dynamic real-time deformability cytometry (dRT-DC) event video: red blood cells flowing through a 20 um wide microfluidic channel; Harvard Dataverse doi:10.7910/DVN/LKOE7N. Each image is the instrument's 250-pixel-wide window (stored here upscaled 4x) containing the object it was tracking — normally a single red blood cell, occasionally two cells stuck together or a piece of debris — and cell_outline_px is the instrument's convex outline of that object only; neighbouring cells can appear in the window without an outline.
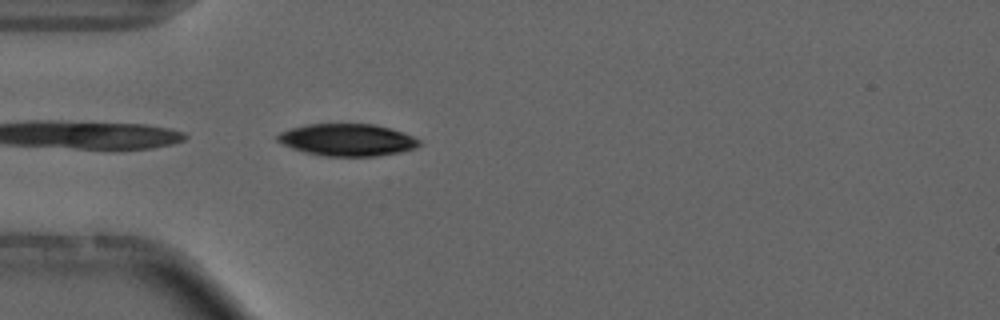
{"species": "common noctule bat (a hibernating species)", "species_latin": "Nyctalus noctula", "temperature_condition": "cold", "stored_images_in_passage": 40, "camera_frame_rate_fps": 3000, "um_per_image_px": 0.085, "animal": {"sex": "male", "forearm_length_mm": 52.5}, "frame": {"image": 1, "passage_image": 1, "time_ms": 0.0, "image_size_px": [1000, 320], "cell_outline_px": [[420, 144], [416, 148], [400, 152], [376, 156], [324, 156], [304, 152], [292, 148], [276, 140], [276, 136], [280, 132], [304, 124], [372, 124], [392, 128], [412, 136], [420, 140]], "centroid_in_image_um": [29.52, 11.89], "position_along_channel_um": 55.5, "area_um2": 26.53}, "authors_computed_cell_mechanics": {"area_um2": 28.5243, "velocity_mm_per_s": 3.702, "shape_relaxation_time_tau1_ms": 1.5709, "shape_relaxation_time_tau2_ms": null, "deformation_change_tau1": 0.0318, "deformation_change_tau2": null}}